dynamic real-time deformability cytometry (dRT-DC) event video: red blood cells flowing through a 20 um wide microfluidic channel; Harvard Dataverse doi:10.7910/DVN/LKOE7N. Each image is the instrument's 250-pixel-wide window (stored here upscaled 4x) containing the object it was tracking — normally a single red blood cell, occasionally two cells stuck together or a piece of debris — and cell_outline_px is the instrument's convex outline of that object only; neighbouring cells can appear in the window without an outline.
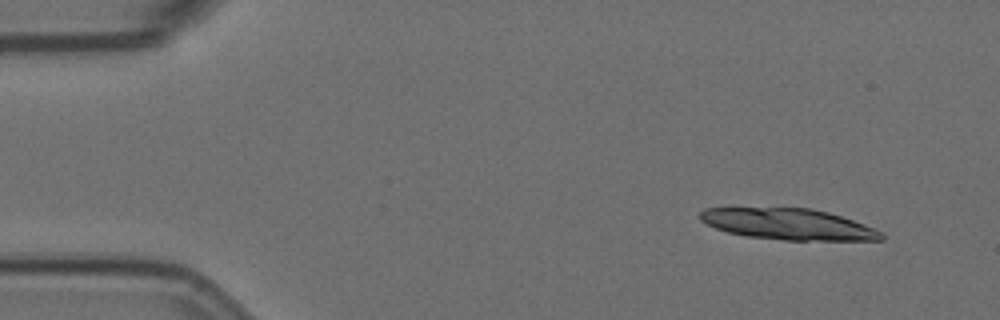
{"species": "Egyptian fruit bat (a non-hibernating species)", "species_latin": "Rousettus aegyptiacus", "temperature_condition": "room temperature", "stored_images_in_passage": 4, "camera_frame_rate_fps": 3000, "um_per_image_px": 0.085, "animal": {"sex": "female"}, "frame": {"image": 1, "passage_image": 1, "time_ms": 0.0, "image_size_px": [1000, 320], "cell_outline_px": [[884, 240], [784, 240], [748, 236], [728, 232], [716, 228], [700, 220], [700, 212], [704, 208], [732, 204], [812, 208], [828, 212], [864, 224], [884, 232]], "centroid_in_image_um": [66.89, 18.99], "position_along_channel_um": 18.1, "area_um2": 34.22}}